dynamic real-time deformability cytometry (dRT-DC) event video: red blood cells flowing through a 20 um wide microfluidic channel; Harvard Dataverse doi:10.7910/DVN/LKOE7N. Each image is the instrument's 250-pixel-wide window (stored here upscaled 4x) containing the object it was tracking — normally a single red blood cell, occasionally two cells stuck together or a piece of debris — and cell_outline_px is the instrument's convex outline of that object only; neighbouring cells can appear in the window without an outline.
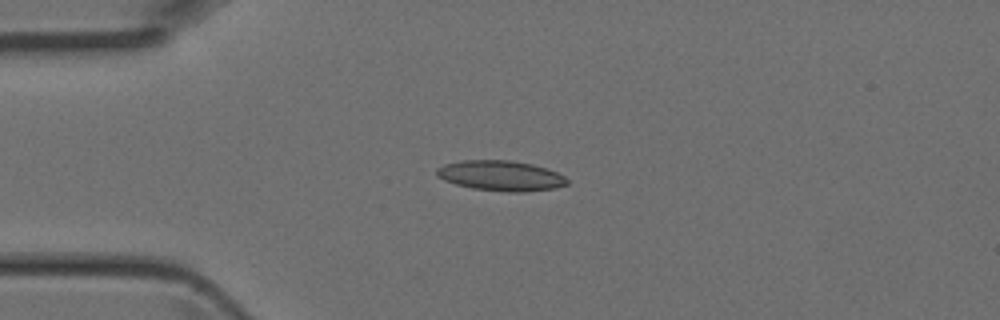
{"species": "Egyptian fruit bat (a non-hibernating species)", "species_latin": "Rousettus aegyptiacus", "temperature_condition": "room temperature", "stored_images_in_passage": 3, "camera_frame_rate_fps": 3000, "um_per_image_px": 0.085, "animal": {"sex": "female"}, "frame": {"image": 1, "passage_image": 3, "time_ms": 0.667, "image_size_px": [1000, 320], "cell_outline_px": [[568, 184], [556, 188], [524, 192], [508, 192], [472, 188], [456, 184], [444, 180], [436, 176], [436, 168], [444, 164], [460, 160], [508, 160], [532, 164], [548, 168], [564, 176], [568, 180]], "centroid_in_image_um": [42.56, 14.93], "position_along_channel_um": 42.4, "area_um2": 23.12}}